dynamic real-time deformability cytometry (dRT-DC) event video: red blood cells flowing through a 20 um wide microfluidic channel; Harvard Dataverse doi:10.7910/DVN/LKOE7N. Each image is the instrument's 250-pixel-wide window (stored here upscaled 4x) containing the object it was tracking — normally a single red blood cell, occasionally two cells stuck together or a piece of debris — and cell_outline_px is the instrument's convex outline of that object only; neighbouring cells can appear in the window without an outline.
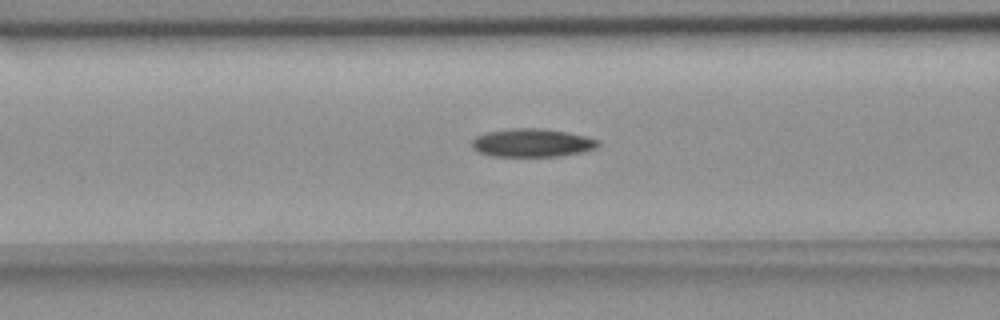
{"species": "common noctule bat (a hibernating species)", "species_latin": "Nyctalus noctula", "temperature_condition": "room temperature", "stored_images_in_passage": 29, "camera_frame_rate_fps": 3000, "um_per_image_px": 0.085, "animal": {"sex": "female", "body_mass_g": 18.4}, "frame": {"image": 1, "passage_image": 7, "time_ms": 2.0, "image_size_px": [1000, 320], "cell_outline_px": [[600, 144], [596, 148], [580, 152], [556, 156], [492, 156], [476, 152], [472, 148], [472, 140], [476, 136], [488, 132], [512, 128], [536, 128], [564, 132], [584, 136], [600, 140]], "centroid_in_image_um": [45.19, 12.15], "position_along_channel_um": 121.4, "area_um2": 20.58}}
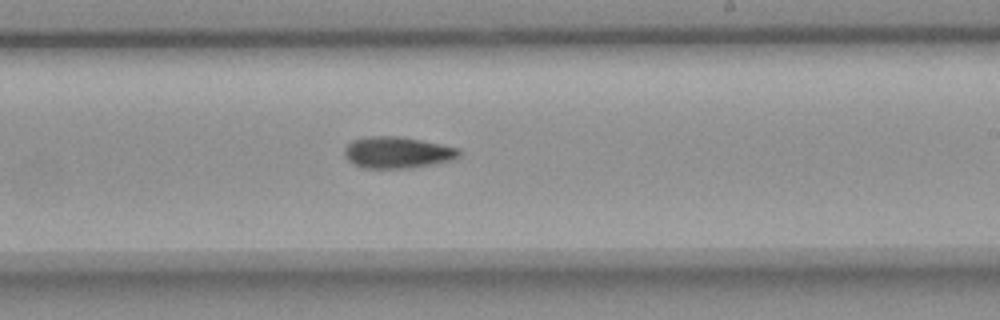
{"frame": {"image": 2, "passage_image": 18, "time_ms": 5.667, "image_size_px": [1000, 320], "cell_outline_px": [[460, 156], [452, 160], [432, 164], [408, 168], [360, 168], [348, 160], [344, 156], [344, 148], [352, 140], [364, 136], [400, 136], [460, 148]], "centroid_in_image_um": [33.74, 12.96], "position_along_channel_um": 255.3, "area_um2": 21.15}}
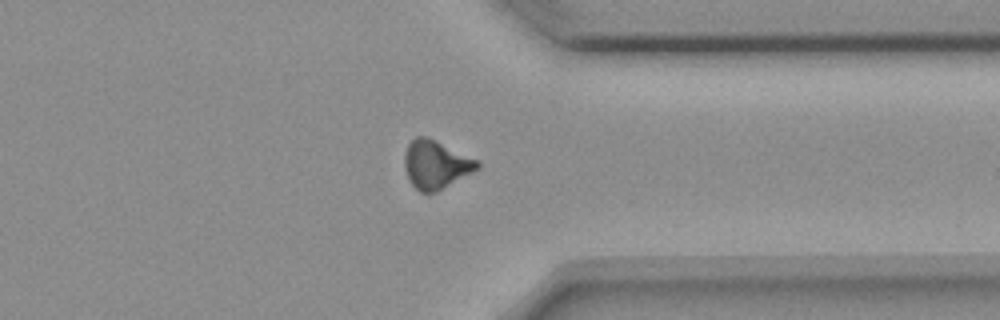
{"frame": {"image": 3, "passage_image": 28, "time_ms": 9.0, "image_size_px": [1000, 320], "cell_outline_px": [[480, 168], [436, 192], [420, 192], [408, 180], [404, 168], [404, 156], [408, 144], [416, 136], [428, 136], [480, 160]], "centroid_in_image_um": [37.05, 13.96], "position_along_channel_um": 374.3, "area_um2": 20.75}}